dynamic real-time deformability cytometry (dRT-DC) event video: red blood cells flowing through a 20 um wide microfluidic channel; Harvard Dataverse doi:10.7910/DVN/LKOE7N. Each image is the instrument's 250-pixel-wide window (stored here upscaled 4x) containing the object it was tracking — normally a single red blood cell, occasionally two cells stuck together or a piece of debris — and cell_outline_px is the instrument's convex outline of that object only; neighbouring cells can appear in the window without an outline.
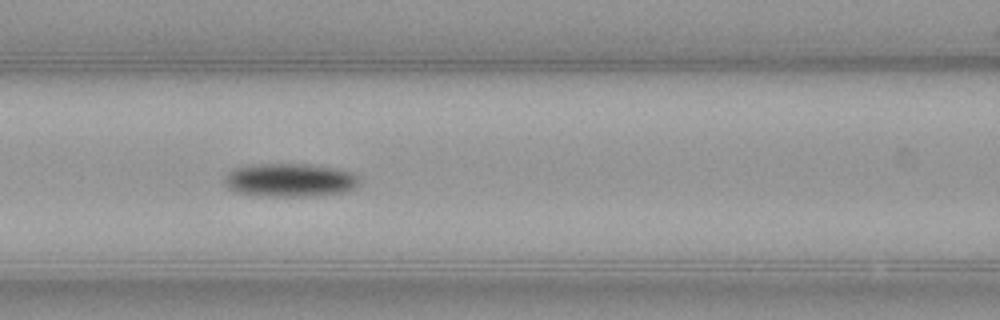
{"species": "common noctule bat (a hibernating species)", "species_latin": "Nyctalus noctula", "temperature_condition": "warm", "stored_images_in_passage": 19, "camera_frame_rate_fps": 3000, "um_per_image_px": 0.085, "animal": {"sex": "female", "body_mass_g": 21.9}, "frame": {"image": 1, "passage_image": 9, "time_ms": 2.667, "image_size_px": [1000, 320], "cell_outline_px": [[360, 184], [356, 188], [348, 192], [320, 196], [256, 196], [236, 192], [228, 188], [224, 184], [224, 176], [232, 168], [248, 164], [316, 164], [336, 168], [352, 172], [360, 176]], "centroid_in_image_um": [24.67, 15.31], "position_along_channel_um": 141.9, "area_um2": 27.22}}
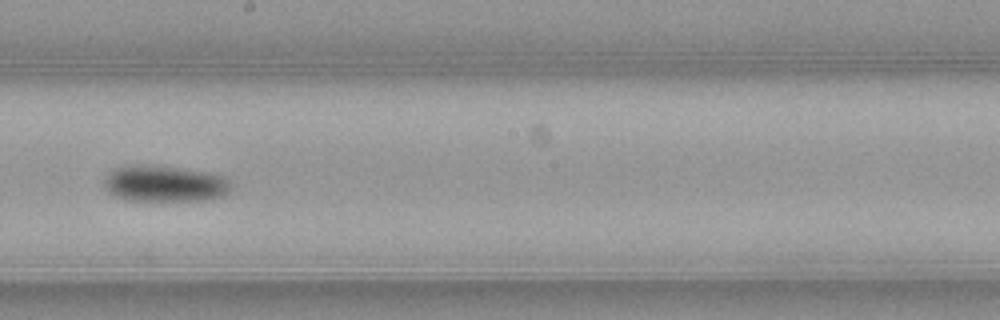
{"frame": {"image": 2, "passage_image": 16, "time_ms": 5.0, "image_size_px": [1000, 320], "cell_outline_px": [[232, 188], [228, 192], [220, 196], [204, 200], [124, 200], [108, 192], [104, 188], [104, 180], [108, 172], [112, 168], [124, 164], [160, 164], [208, 172], [224, 176], [232, 184]], "centroid_in_image_um": [13.94, 15.57], "position_along_channel_um": 234.3, "area_um2": 27.51}}